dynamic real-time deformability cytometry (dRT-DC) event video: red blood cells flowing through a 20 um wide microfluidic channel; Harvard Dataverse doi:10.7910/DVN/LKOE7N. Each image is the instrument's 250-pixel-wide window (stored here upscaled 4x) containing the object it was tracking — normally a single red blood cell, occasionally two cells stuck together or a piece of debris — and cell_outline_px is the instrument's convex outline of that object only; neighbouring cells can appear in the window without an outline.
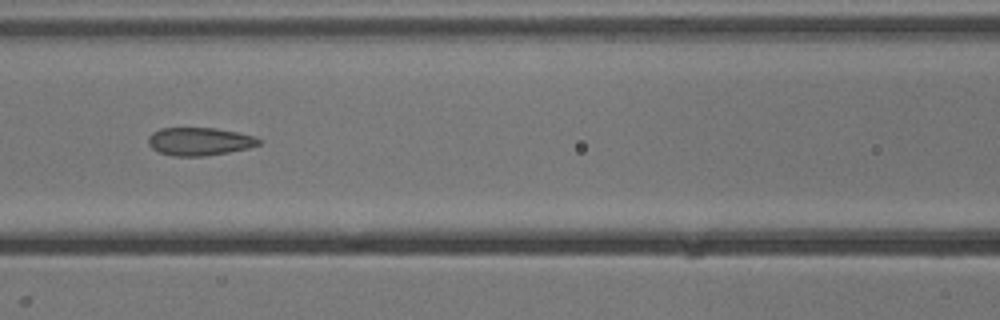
{"species": "common noctule bat (a hibernating species)", "species_latin": "Nyctalus noctula", "temperature_condition": "cold", "stored_images_in_passage": 23, "camera_frame_rate_fps": 3000, "um_per_image_px": 0.085, "animal": {"sex": "male", "body_mass_g": 13.3}, "frame": {"image": 1, "passage_image": 10, "time_ms": 3.0, "image_size_px": [1000, 320], "cell_outline_px": [[264, 140], [260, 144], [248, 148], [228, 152], [204, 156], [172, 156], [160, 152], [152, 148], [148, 144], [148, 136], [152, 132], [160, 128], [216, 128], [256, 136]], "centroid_in_image_um": [16.97, 12.02], "position_along_channel_um": 149.6, "area_um2": 18.15}}